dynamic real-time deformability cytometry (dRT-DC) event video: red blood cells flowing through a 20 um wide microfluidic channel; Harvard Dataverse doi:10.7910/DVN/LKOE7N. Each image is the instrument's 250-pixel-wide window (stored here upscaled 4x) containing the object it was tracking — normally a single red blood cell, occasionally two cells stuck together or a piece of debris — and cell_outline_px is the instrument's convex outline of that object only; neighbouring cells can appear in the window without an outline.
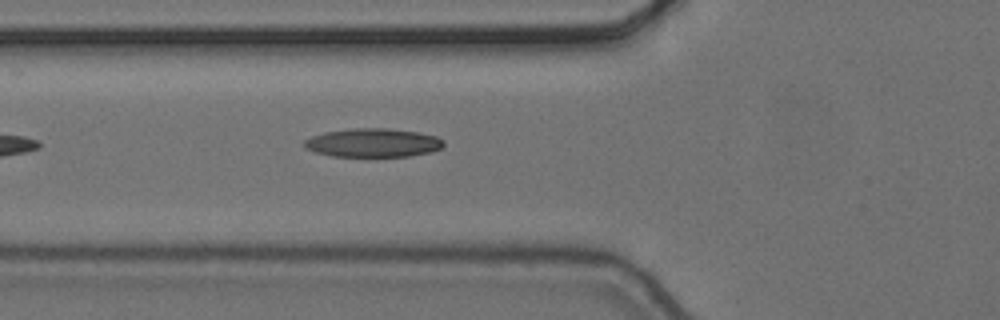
{"species": "common noctule bat (a hibernating species)", "species_latin": "Nyctalus noctula", "temperature_condition": "cold", "stored_images_in_passage": 4, "camera_frame_rate_fps": 3000, "um_per_image_px": 0.085, "animal": {"sex": "female", "body_mass_g": 24.6, "forearm_length_mm": 56.2}, "frame": {"image": 1, "passage_image": 4, "time_ms": 1.0, "image_size_px": [1000, 320], "cell_outline_px": [[444, 144], [440, 148], [432, 152], [408, 156], [332, 156], [316, 152], [304, 148], [304, 140], [312, 136], [324, 132], [352, 128], [384, 128], [420, 132], [436, 136], [444, 140]], "centroid_in_image_um": [31.71, 12.13], "position_along_channel_um": 94.1, "area_um2": 23.29}}